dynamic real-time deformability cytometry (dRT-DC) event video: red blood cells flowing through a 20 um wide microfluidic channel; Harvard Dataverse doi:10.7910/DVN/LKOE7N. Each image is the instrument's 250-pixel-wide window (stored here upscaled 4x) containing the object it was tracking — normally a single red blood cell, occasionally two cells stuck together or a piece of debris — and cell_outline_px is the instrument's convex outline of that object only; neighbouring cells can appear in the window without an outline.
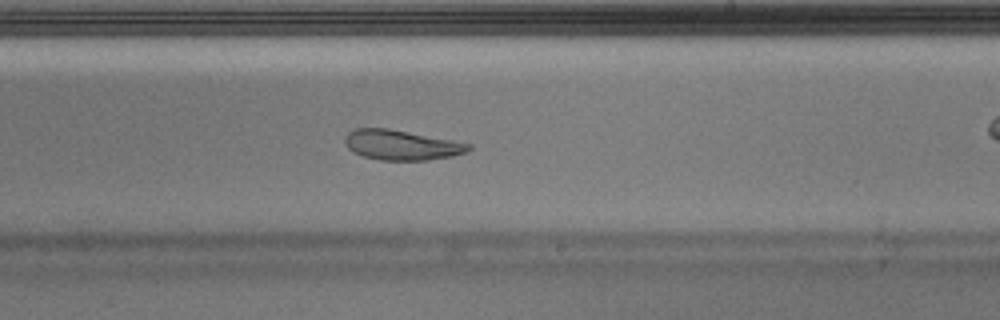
{"species": "Egyptian fruit bat (a non-hibernating species)", "species_latin": "Rousettus aegyptiacus", "temperature_condition": "warm", "stored_images_in_passage": 51, "camera_frame_rate_fps": 3000, "um_per_image_px": 0.085, "animal": {"sex": "male"}, "frame": {"image": 1, "passage_image": 30, "time_ms": 9.667, "image_size_px": [1000, 320], "cell_outline_px": [[472, 148], [464, 152], [452, 156], [428, 160], [380, 160], [364, 156], [352, 152], [348, 148], [344, 140], [344, 136], [348, 132], [356, 128], [388, 128], [452, 140], [472, 144]], "centroid_in_image_um": [34.09, 12.32], "position_along_channel_um": 254.9, "area_um2": 21.56}, "authors_computed_cell_mechanics": {"area_um2": 23.5824, "velocity_mm_per_s": 3.9778, "shape_relaxation_time_tau1_ms": null, "shape_relaxation_time_tau2_ms": 5.0744, "deformation_change_tau1": null, "deformation_change_tau2": 0.1147}}